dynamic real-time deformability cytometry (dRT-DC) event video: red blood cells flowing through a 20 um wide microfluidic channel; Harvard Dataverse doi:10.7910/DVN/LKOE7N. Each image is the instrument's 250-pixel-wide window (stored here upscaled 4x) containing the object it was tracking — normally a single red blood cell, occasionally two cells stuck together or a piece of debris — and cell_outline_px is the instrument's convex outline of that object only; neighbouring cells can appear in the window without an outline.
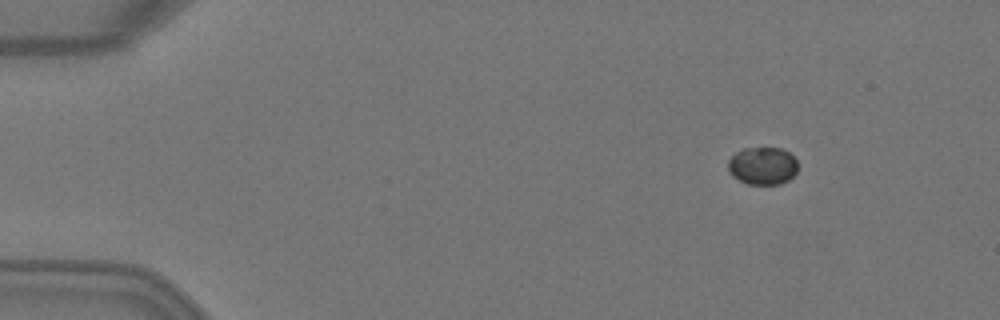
{"species": "Egyptian fruit bat (a non-hibernating species)", "species_latin": "Rousettus aegyptiacus", "temperature_condition": "warm", "stored_images_in_passage": 5, "camera_frame_rate_fps": 3000, "um_per_image_px": 0.085, "animal": {"sex": "female"}, "frame": {"image": 1, "passage_image": 2, "time_ms": 0.333, "image_size_px": [1000, 320], "cell_outline_px": [[796, 172], [788, 180], [780, 184], [748, 184], [732, 176], [728, 172], [728, 160], [736, 152], [744, 148], [784, 148], [796, 160]], "centroid_in_image_um": [64.8, 14.09], "position_along_channel_um": 20.2, "area_um2": 15.26}}
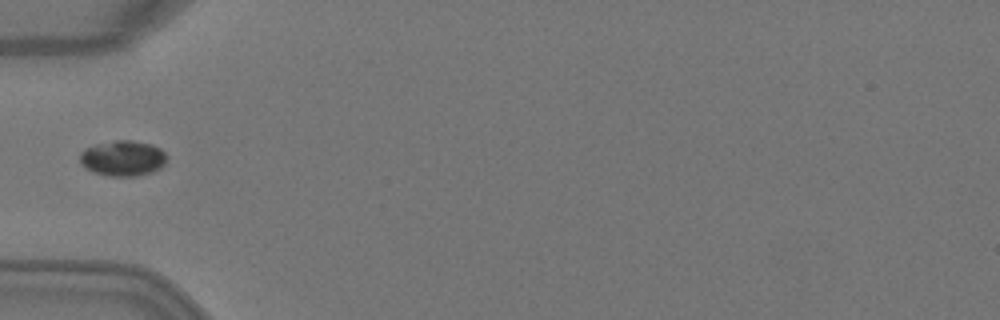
{"frame": {"image": 2, "passage_image": 5, "time_ms": 1.333, "image_size_px": [1000, 320], "cell_outline_px": [[168, 156], [164, 164], [160, 168], [152, 172], [136, 176], [108, 176], [92, 172], [84, 168], [80, 164], [80, 152], [84, 148], [96, 144], [116, 140], [132, 140], [152, 144], [160, 148]], "centroid_in_image_um": [10.42, 13.45], "position_along_channel_um": 74.6, "area_um2": 18.26}}